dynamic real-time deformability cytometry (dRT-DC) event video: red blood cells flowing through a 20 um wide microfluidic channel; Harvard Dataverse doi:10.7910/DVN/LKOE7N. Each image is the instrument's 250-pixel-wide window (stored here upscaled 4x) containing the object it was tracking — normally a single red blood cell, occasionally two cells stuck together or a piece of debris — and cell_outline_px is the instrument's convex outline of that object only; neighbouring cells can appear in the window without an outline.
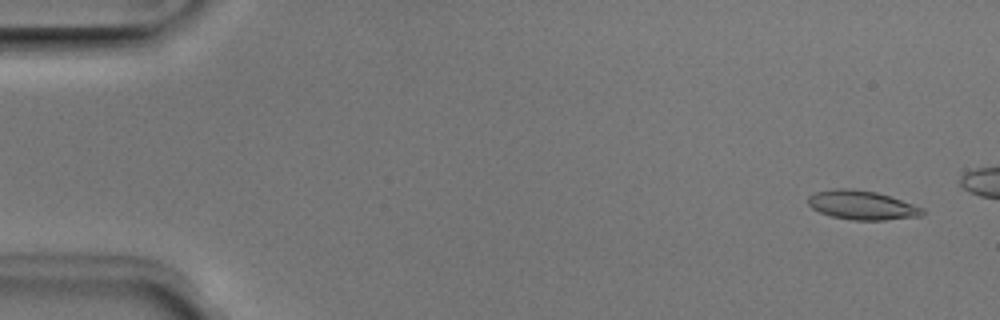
{"species": "Egyptian fruit bat (a non-hibernating species)", "species_latin": "Rousettus aegyptiacus", "temperature_condition": "room temperature", "stored_images_in_passage": 14, "camera_frame_rate_fps": 3000, "um_per_image_px": 0.085, "animal": {"sex": "male"}, "frame": {"image": 1, "passage_image": 3, "time_ms": 0.667, "image_size_px": [1000, 320], "cell_outline_px": [[924, 212], [920, 216], [884, 220], [852, 220], [832, 216], [820, 212], [812, 208], [808, 204], [808, 196], [816, 192], [832, 188], [848, 188], [876, 192], [924, 208]], "centroid_in_image_um": [73.23, 17.43], "position_along_channel_um": 11.8, "area_um2": 19.19}}